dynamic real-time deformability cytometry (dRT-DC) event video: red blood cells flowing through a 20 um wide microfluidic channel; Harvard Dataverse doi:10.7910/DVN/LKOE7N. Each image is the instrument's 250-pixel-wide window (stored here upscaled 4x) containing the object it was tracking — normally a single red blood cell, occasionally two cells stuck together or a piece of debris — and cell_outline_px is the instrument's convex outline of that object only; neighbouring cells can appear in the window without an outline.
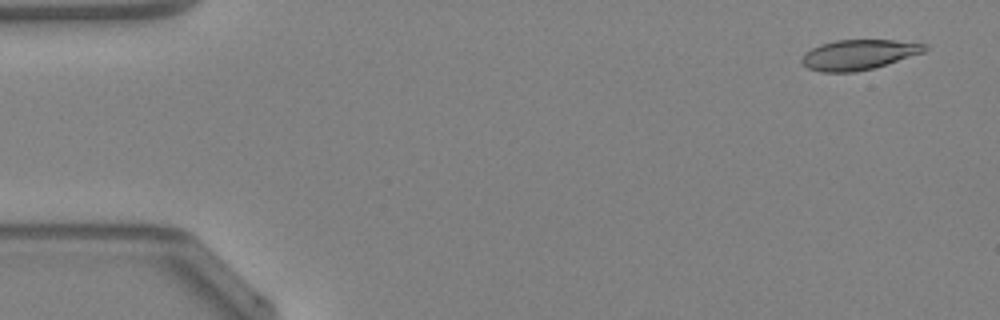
{"species": "Egyptian fruit bat (a non-hibernating species)", "species_latin": "Rousettus aegyptiacus", "temperature_condition": "warm", "stored_images_in_passage": 12, "camera_frame_rate_fps": 3000, "um_per_image_px": 0.085, "animal": {"sex": "female"}, "frame": {"image": 1, "passage_image": 1, "time_ms": 0.0, "image_size_px": [1000, 320], "cell_outline_px": [[928, 48], [924, 52], [872, 68], [856, 72], [820, 72], [808, 68], [800, 60], [812, 48], [820, 44], [836, 40], [892, 40], [924, 44]], "centroid_in_image_um": [72.96, 4.65], "position_along_channel_um": 12.0, "area_um2": 21.15}}